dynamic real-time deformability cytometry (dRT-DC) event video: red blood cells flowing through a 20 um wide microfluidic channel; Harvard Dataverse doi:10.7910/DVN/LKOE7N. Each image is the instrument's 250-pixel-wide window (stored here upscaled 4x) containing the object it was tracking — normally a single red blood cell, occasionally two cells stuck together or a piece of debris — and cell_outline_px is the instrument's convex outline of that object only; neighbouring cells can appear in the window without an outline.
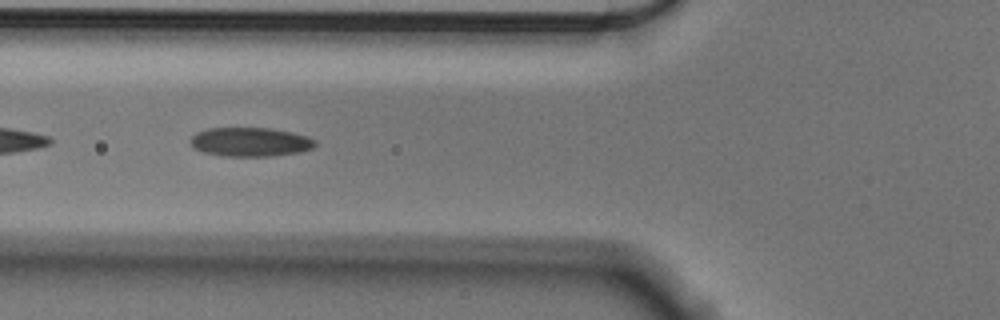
{"species": "Egyptian fruit bat (a non-hibernating species)", "species_latin": "Rousettus aegyptiacus", "temperature_condition": "cold", "stored_images_in_passage": 14, "camera_frame_rate_fps": 3000, "um_per_image_px": 0.085, "animal": {"sex": "male"}, "frame": {"image": 1, "passage_image": 5, "time_ms": 1.333, "image_size_px": [1000, 320], "cell_outline_px": [[316, 144], [312, 148], [300, 152], [272, 156], [220, 156], [204, 152], [192, 148], [192, 136], [196, 132], [208, 128], [268, 128], [292, 132], [308, 136], [316, 140]], "centroid_in_image_um": [21.28, 12.07], "position_along_channel_um": 104.5, "area_um2": 21.15}}
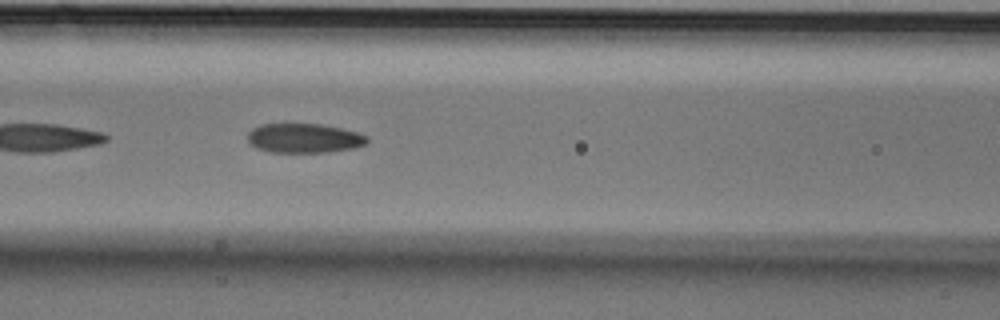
{"frame": {"image": 2, "passage_image": 8, "time_ms": 2.333, "image_size_px": [1000, 320], "cell_outline_px": [[368, 140], [364, 144], [352, 148], [328, 152], [272, 152], [256, 148], [248, 140], [248, 132], [252, 128], [264, 124], [320, 124], [340, 128], [356, 132], [368, 136]], "centroid_in_image_um": [25.83, 11.74], "position_along_channel_um": 140.8, "area_um2": 20.23}}
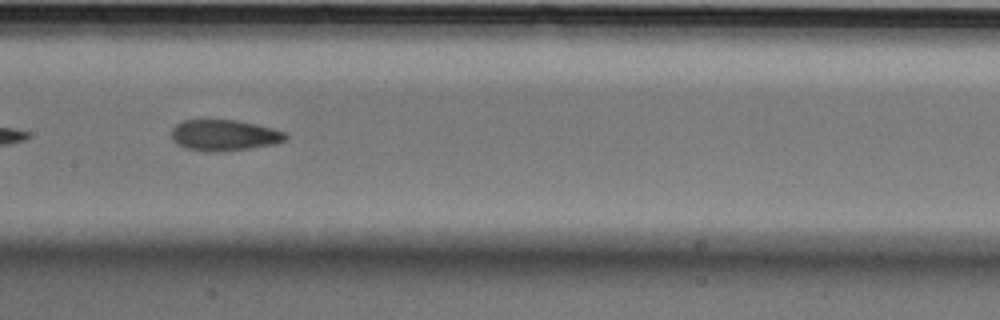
{"frame": {"image": 3, "passage_image": 12, "time_ms": 3.667, "image_size_px": [1000, 320], "cell_outline_px": [[288, 140], [276, 144], [252, 148], [220, 152], [204, 152], [184, 148], [176, 144], [172, 140], [172, 128], [176, 124], [184, 120], [236, 120], [272, 128], [284, 132], [288, 136]], "centroid_in_image_um": [19.05, 11.52], "position_along_channel_um": 188.3, "area_um2": 20.92}}